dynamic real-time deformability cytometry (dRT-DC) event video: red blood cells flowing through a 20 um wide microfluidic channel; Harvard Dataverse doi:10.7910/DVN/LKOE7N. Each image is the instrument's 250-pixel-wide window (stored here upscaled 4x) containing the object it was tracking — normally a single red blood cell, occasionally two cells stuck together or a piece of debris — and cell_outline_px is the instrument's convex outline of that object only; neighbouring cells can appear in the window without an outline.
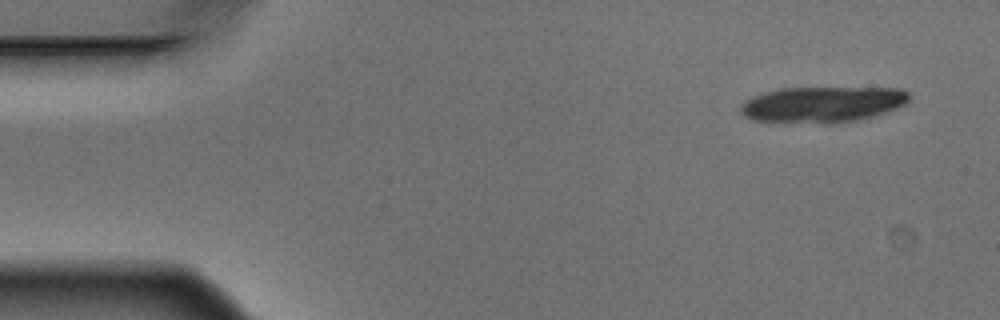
{"species": "Egyptian fruit bat (a non-hibernating species)", "species_latin": "Rousettus aegyptiacus", "temperature_condition": "warm", "stored_images_in_passage": 12, "camera_frame_rate_fps": 3000, "um_per_image_px": 0.085, "animal": {"sex": "male"}, "frame": {"image": 1, "passage_image": 1, "time_ms": 0.0, "image_size_px": [1000, 320], "cell_outline_px": [[912, 96], [908, 104], [888, 112], [856, 120], [836, 124], [828, 124], [752, 120], [744, 116], [740, 112], [740, 104], [744, 100], [752, 96], [764, 92], [780, 88], [900, 88], [908, 92]], "centroid_in_image_um": [69.94, 8.88], "position_along_channel_um": 15.1, "area_um2": 35.84}}
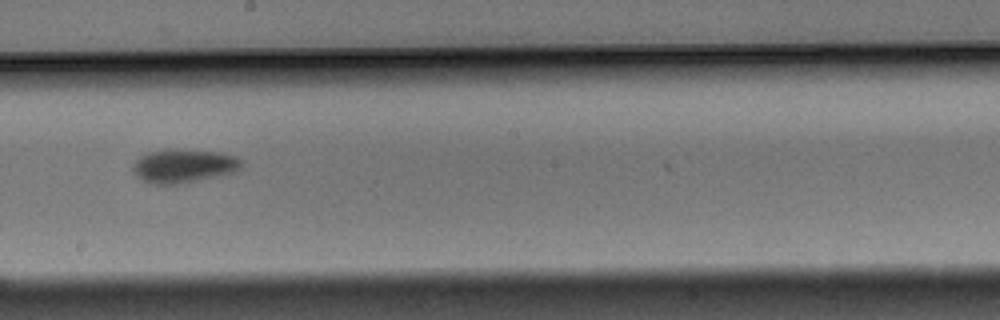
{"frame": {"image": 2, "passage_image": 8, "time_ms": 2.333, "image_size_px": [1000, 320], "cell_outline_px": [[244, 164], [240, 172], [176, 184], [156, 184], [144, 180], [136, 176], [132, 168], [132, 164], [140, 156], [148, 152], [168, 148], [180, 148], [220, 152], [236, 156], [244, 160]], "centroid_in_image_um": [15.69, 14.07], "position_along_channel_um": 232.5, "area_um2": 21.85}}
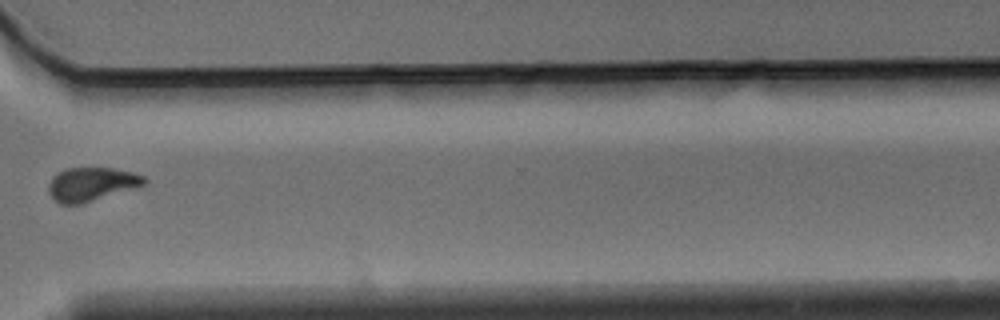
{"frame": {"image": 3, "passage_image": 11, "time_ms": 3.333, "image_size_px": [1000, 320], "cell_outline_px": [[148, 180], [144, 184], [136, 188], [80, 204], [60, 204], [48, 192], [48, 184], [52, 176], [56, 172], [64, 168], [112, 168], [132, 172], [144, 176]], "centroid_in_image_um": [7.76, 15.64], "position_along_channel_um": 362.8, "area_um2": 18.84}}